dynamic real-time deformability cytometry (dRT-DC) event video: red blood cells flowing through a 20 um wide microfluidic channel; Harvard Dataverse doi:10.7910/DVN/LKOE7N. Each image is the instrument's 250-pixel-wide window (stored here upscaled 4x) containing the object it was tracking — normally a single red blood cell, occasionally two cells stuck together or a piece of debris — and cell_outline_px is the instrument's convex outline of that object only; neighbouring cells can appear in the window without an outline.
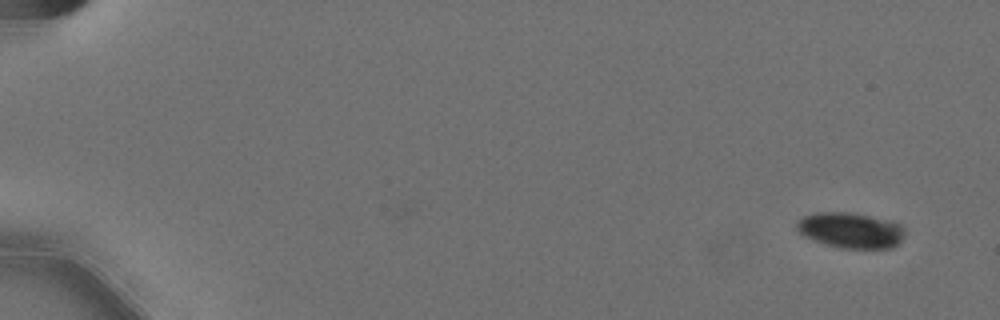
{"species": "Egyptian fruit bat (a non-hibernating species)", "species_latin": "Rousettus aegyptiacus", "temperature_condition": "cold", "stored_images_in_passage": 18, "camera_frame_rate_fps": 3000, "um_per_image_px": 0.085, "animal": {"sex": "female"}, "frame": {"image": 1, "passage_image": 1, "time_ms": 0.0, "image_size_px": [1000, 320], "cell_outline_px": [[904, 236], [900, 244], [892, 248], [840, 248], [824, 244], [804, 236], [796, 228], [796, 220], [804, 216], [816, 212], [848, 212], [892, 220], [900, 224], [904, 228]], "centroid_in_image_um": [72.32, 19.57], "position_along_channel_um": 12.7, "area_um2": 22.66}}
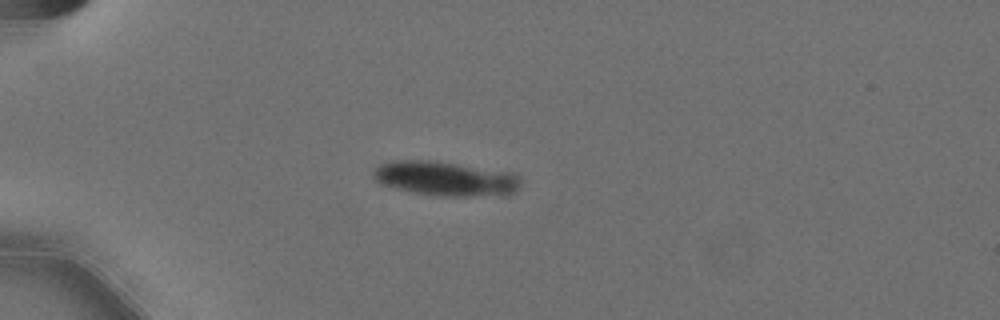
{"frame": {"image": 2, "passage_image": 15, "time_ms": 4.667, "image_size_px": [1000, 320], "cell_outline_px": [[520, 184], [512, 192], [504, 196], [444, 196], [416, 192], [396, 188], [380, 184], [372, 176], [372, 172], [380, 164], [392, 160], [436, 160], [512, 172], [520, 176]], "centroid_in_image_um": [37.88, 15.16], "position_along_channel_um": 47.1, "area_um2": 29.82}}